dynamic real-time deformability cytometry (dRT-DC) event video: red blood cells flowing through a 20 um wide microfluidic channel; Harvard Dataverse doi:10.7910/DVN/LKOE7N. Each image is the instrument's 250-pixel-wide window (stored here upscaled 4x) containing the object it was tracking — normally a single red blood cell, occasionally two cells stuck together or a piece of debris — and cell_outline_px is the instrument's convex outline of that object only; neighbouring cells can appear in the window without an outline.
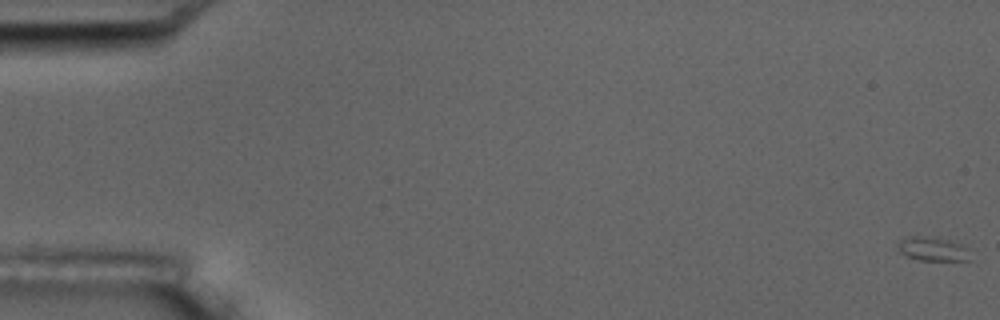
{"species": "common noctule bat (a hibernating species)", "species_latin": "Nyctalus noctula", "temperature_condition": "room temperature", "stored_images_in_passage": 6, "camera_frame_rate_fps": 3000, "um_per_image_px": 0.085, "animal": {"sex": "male", "body_mass_g": 17.5, "forearm_length_mm": 52.3}, "frame": {"image": 1, "passage_image": 1, "time_ms": 0.0, "image_size_px": [1000, 320], "cell_outline_px": [[972, 260], [916, 260], [900, 252], [896, 244], [904, 236], [936, 236], [952, 240], [964, 244]], "centroid_in_image_um": [79.28, 21.13], "position_along_channel_um": 5.7, "area_um2": 10.46}}